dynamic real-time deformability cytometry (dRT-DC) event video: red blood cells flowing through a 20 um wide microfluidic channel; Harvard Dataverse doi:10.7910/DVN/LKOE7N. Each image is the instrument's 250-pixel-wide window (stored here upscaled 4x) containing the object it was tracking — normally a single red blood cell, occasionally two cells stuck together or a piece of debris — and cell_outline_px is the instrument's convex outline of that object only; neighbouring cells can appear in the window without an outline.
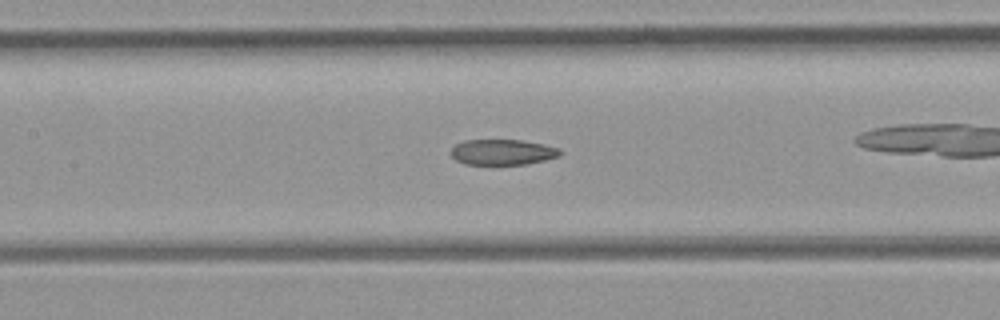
{"species": "common noctule bat (a hibernating species)", "species_latin": "Nyctalus noctula", "temperature_condition": "room temperature", "stored_images_in_passage": 41, "camera_frame_rate_fps": 3000, "um_per_image_px": 0.085, "animal": {"sex": "female", "body_mass_g": 21.9}, "frame": {"image": 1, "passage_image": 24, "time_ms": 7.667, "image_size_px": [1000, 320], "cell_outline_px": [[560, 156], [544, 160], [524, 164], [464, 164], [456, 160], [452, 156], [452, 148], [456, 144], [464, 140], [520, 140], [544, 144], [560, 148]], "centroid_in_image_um": [42.72, 12.92], "position_along_channel_um": 164.7, "area_um2": 16.13}}
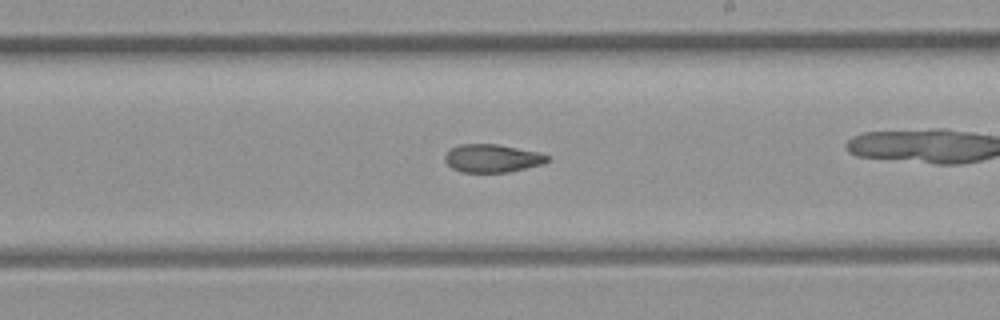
{"frame": {"image": 2, "passage_image": 30, "time_ms": 9.667, "image_size_px": [1000, 320], "cell_outline_px": [[552, 160], [544, 164], [508, 172], [460, 172], [452, 168], [444, 160], [444, 156], [452, 148], [460, 144], [496, 144], [540, 152], [552, 156]], "centroid_in_image_um": [41.91, 13.46], "position_along_channel_um": 247.1, "area_um2": 16.94}}